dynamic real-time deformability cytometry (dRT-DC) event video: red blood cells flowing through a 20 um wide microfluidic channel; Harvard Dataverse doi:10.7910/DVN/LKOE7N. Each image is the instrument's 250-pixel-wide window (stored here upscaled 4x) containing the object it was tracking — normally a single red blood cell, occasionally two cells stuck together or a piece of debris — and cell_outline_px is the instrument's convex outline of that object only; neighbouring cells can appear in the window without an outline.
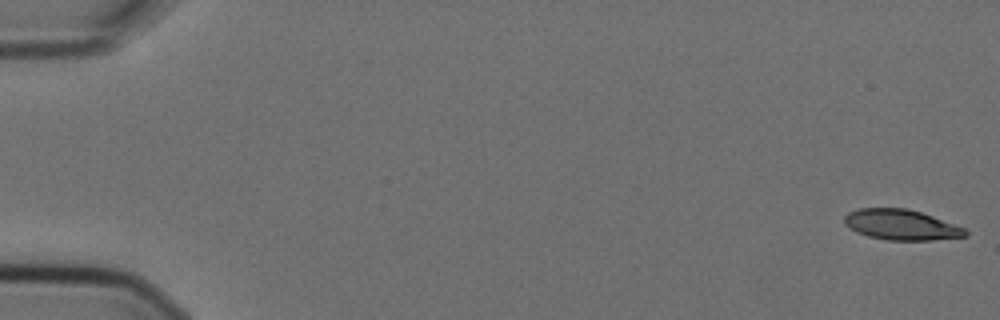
{"species": "Egyptian fruit bat (a non-hibernating species)", "species_latin": "Rousettus aegyptiacus", "temperature_condition": "cold", "stored_images_in_passage": 7, "camera_frame_rate_fps": 3000, "um_per_image_px": 0.085, "animal": {"sex": "female"}, "frame": {"image": 1, "passage_image": 1, "time_ms": 0.0, "image_size_px": [1000, 320], "cell_outline_px": [[968, 236], [932, 240], [888, 240], [868, 236], [856, 232], [844, 224], [844, 216], [848, 212], [860, 208], [908, 208], [932, 216], [964, 228], [968, 232]], "centroid_in_image_um": [76.58, 19.1], "position_along_channel_um": 8.4, "area_um2": 21.39}}
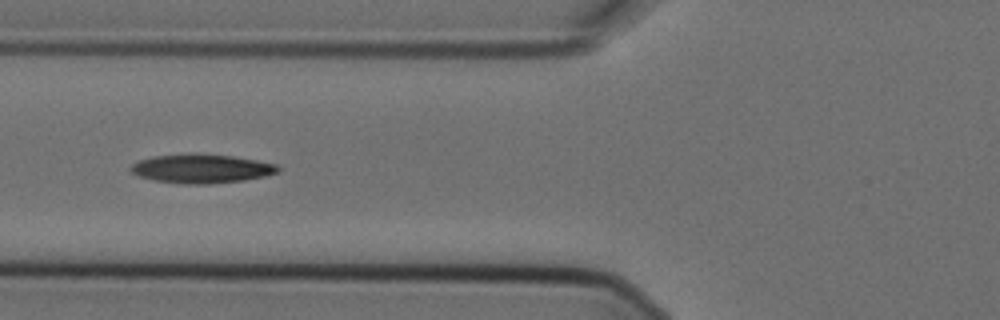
{"frame": {"image": 2, "passage_image": 6, "time_ms": 1.667, "image_size_px": [1000, 320], "cell_outline_px": [[280, 168], [276, 172], [264, 176], [244, 180], [208, 184], [184, 184], [152, 180], [140, 176], [132, 172], [128, 168], [132, 164], [140, 160], [152, 156], [196, 152], [232, 156], [256, 160], [276, 164]], "centroid_in_image_um": [17.08, 14.32], "position_along_channel_um": 108.7, "area_um2": 24.97}}
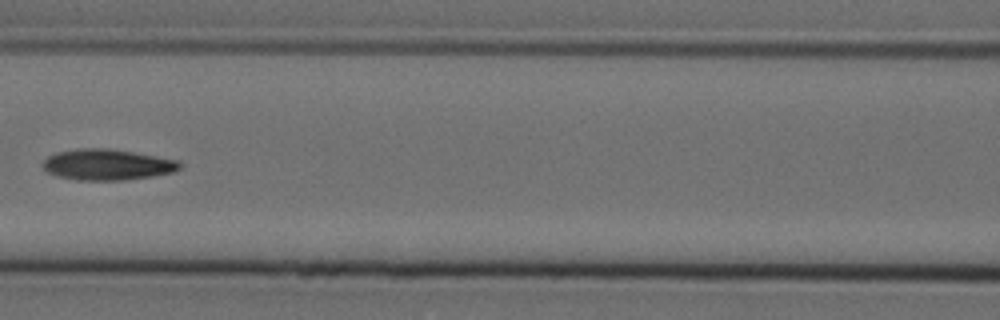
{"frame": {"image": 3, "passage_image": 7, "time_ms": 2.0, "image_size_px": [1000, 320], "cell_outline_px": [[180, 168], [172, 172], [152, 176], [124, 180], [76, 180], [56, 176], [48, 172], [40, 164], [48, 156], [56, 152], [80, 148], [112, 148], [180, 160]], "centroid_in_image_um": [9.09, 13.98], "position_along_channel_um": 157.5, "area_um2": 24.85}}